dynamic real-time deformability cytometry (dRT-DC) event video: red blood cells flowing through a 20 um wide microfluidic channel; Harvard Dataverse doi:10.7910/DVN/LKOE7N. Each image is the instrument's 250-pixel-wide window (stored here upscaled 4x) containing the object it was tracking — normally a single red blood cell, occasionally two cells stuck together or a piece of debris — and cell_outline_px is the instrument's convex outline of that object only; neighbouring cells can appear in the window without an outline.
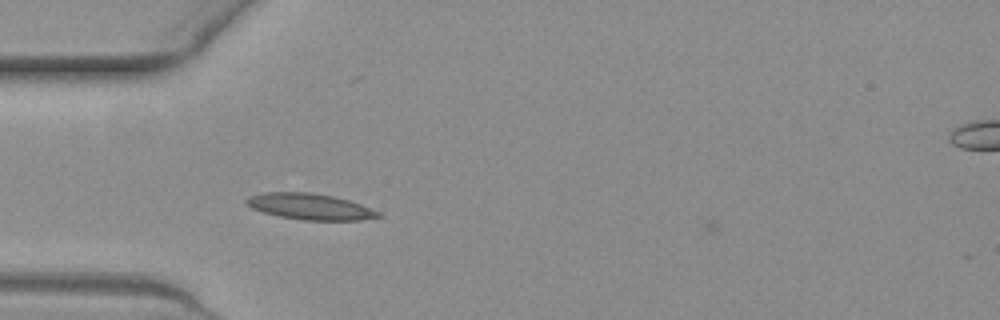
{"species": "common noctule bat (a hibernating species)", "species_latin": "Nyctalus noctula", "temperature_condition": "warm", "stored_images_in_passage": 6, "camera_frame_rate_fps": 3000, "um_per_image_px": 0.085, "animal": {"sex": "female", "body_mass_g": 19.3, "forearm_length_mm": 54.1}, "frame": {"image": 1, "passage_image": 5, "time_ms": 1.333, "image_size_px": [1000, 320], "cell_outline_px": [[384, 216], [360, 220], [304, 220], [280, 216], [264, 212], [252, 208], [244, 204], [244, 200], [248, 196], [264, 192], [312, 192], [332, 196], [348, 200], [360, 204], [380, 212]], "centroid_in_image_um": [26.33, 17.55], "position_along_channel_um": 58.7, "area_um2": 20.06}}